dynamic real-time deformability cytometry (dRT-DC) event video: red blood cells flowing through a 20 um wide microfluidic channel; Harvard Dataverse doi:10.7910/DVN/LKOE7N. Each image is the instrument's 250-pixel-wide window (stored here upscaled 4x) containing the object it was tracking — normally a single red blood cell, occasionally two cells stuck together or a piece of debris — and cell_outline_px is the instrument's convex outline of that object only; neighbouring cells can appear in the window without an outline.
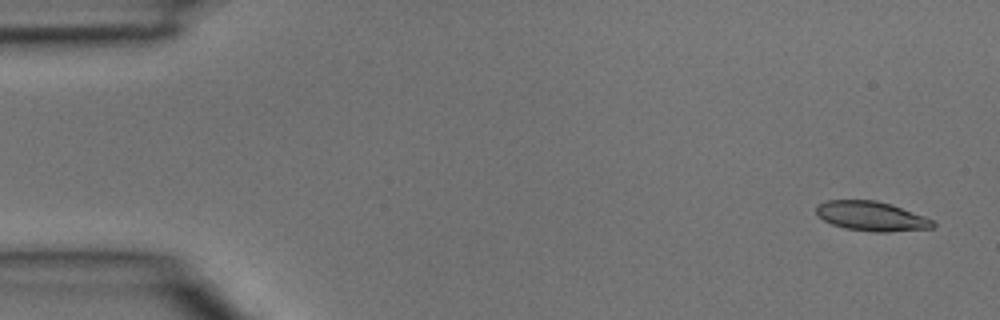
{"species": "common noctule bat (a hibernating species)", "species_latin": "Nyctalus noctula", "temperature_condition": "room temperature", "stored_images_in_passage": 5, "camera_frame_rate_fps": 3000, "um_per_image_px": 0.085, "animal": {"sex": "male", "body_mass_g": 15.6}, "frame": {"image": 1, "passage_image": 1, "time_ms": 0.0, "image_size_px": [1000, 320], "cell_outline_px": [[936, 224], [932, 228], [888, 232], [872, 232], [844, 228], [832, 224], [816, 216], [816, 208], [820, 204], [828, 200], [876, 200], [892, 204], [924, 216], [932, 220]], "centroid_in_image_um": [74.07, 18.38], "position_along_channel_um": 10.9, "area_um2": 20.11}}
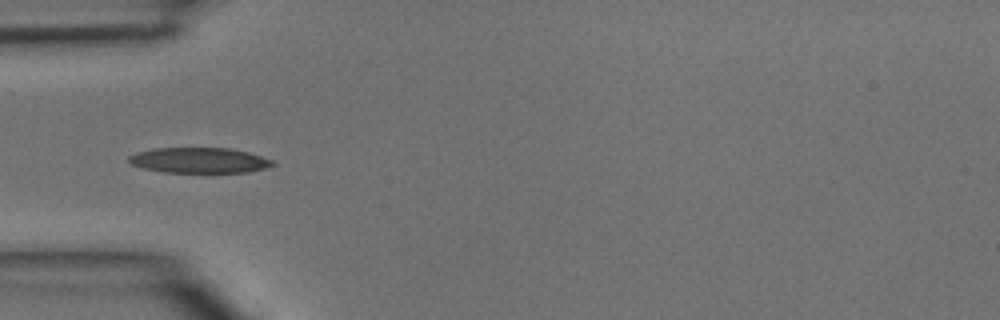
{"frame": {"image": 2, "passage_image": 4, "time_ms": 1.0, "image_size_px": [1000, 320], "cell_outline_px": [[276, 164], [264, 168], [248, 172], [164, 172], [144, 168], [132, 164], [128, 160], [128, 156], [136, 152], [156, 148], [228, 148], [248, 152], [272, 160]], "centroid_in_image_um": [16.92, 13.62], "position_along_channel_um": 68.1, "area_um2": 21.1}}